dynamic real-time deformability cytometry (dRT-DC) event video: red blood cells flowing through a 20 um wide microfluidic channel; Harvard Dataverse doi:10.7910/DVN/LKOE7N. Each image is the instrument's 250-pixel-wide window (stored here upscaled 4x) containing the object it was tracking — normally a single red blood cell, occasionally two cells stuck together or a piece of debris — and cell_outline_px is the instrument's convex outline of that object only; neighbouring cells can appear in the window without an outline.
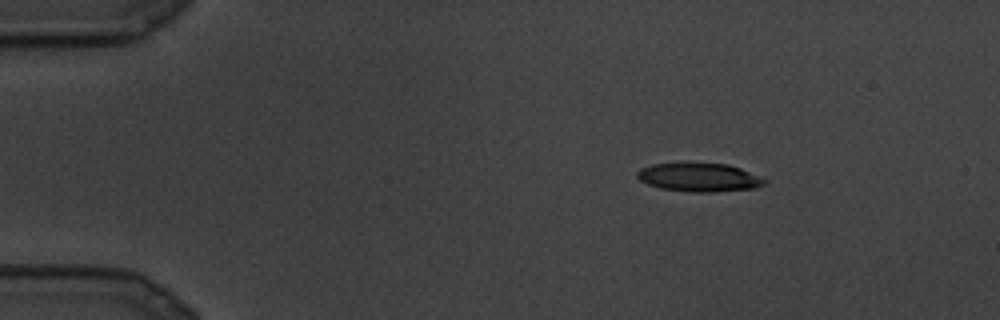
{"species": "common noctule bat (a hibernating species)", "species_latin": "Nyctalus noctula", "temperature_condition": "cold", "stored_images_in_passage": 5, "camera_frame_rate_fps": 3000, "um_per_image_px": 0.085, "animal": {"sex": "male", "body_mass_g": 19.5, "forearm_length_mm": 54.6}, "frame": {"image": 1, "passage_image": 1, "time_ms": 0.0, "image_size_px": [1000, 320], "cell_outline_px": [[768, 180], [764, 184], [756, 188], [712, 192], [692, 192], [660, 188], [648, 184], [640, 180], [636, 176], [636, 172], [640, 168], [652, 164], [728, 164], [740, 168]], "centroid_in_image_um": [59.43, 15.09], "position_along_channel_um": 25.6, "area_um2": 20.92}}
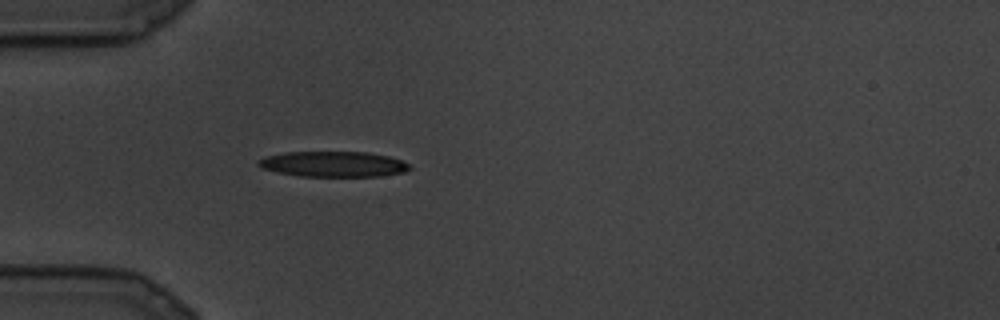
{"frame": {"image": 2, "passage_image": 5, "time_ms": 1.333, "image_size_px": [1000, 320], "cell_outline_px": [[412, 168], [404, 172], [380, 176], [300, 176], [276, 172], [260, 168], [256, 164], [264, 156], [284, 152], [368, 152], [388, 156], [400, 160], [408, 164]], "centroid_in_image_um": [28.29, 13.95], "position_along_channel_um": 56.7, "area_um2": 22.48}}